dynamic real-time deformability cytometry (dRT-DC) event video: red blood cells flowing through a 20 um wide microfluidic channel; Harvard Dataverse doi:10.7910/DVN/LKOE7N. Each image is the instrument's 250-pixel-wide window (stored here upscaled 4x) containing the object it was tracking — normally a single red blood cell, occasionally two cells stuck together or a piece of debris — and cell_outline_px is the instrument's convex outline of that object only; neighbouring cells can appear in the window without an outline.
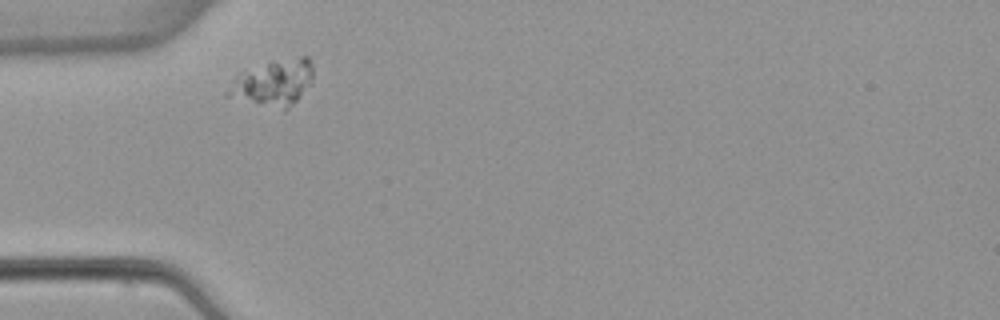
{"species": "common noctule bat (a hibernating species)", "species_latin": "Nyctalus noctula", "temperature_condition": "warm", "stored_images_in_passage": 2, "camera_frame_rate_fps": 3000, "um_per_image_px": 0.085, "animal": {"sex": "female", "body_mass_g": 22.7, "forearm_length_mm": 54.2}, "frame": {"image": 1, "passage_image": 1, "time_ms": 0.0, "image_size_px": [1000, 320], "cell_outline_px": [[312, 76], [296, 100], [284, 112], [224, 96], [232, 80], [236, 76], [272, 60], [300, 56], [308, 56], [312, 64]], "centroid_in_image_um": [23.19, 7.06], "position_along_channel_um": 61.8, "area_um2": 22.72}}
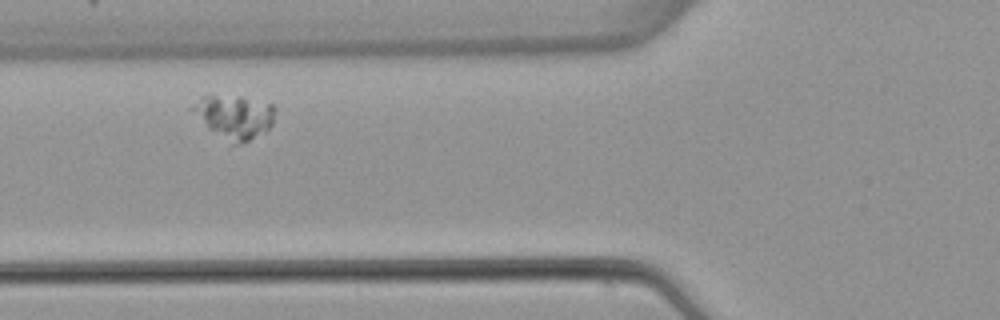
{"frame": {"image": 2, "passage_image": 2, "time_ms": 1.333, "image_size_px": [1000, 320], "cell_outline_px": [[276, 108], [272, 124], [264, 132], [240, 144], [232, 144], [208, 128], [188, 108], [200, 96], [212, 92], [240, 96], [272, 104]], "centroid_in_image_um": [19.86, 9.85], "position_along_channel_um": 105.9, "area_um2": 21.44}}